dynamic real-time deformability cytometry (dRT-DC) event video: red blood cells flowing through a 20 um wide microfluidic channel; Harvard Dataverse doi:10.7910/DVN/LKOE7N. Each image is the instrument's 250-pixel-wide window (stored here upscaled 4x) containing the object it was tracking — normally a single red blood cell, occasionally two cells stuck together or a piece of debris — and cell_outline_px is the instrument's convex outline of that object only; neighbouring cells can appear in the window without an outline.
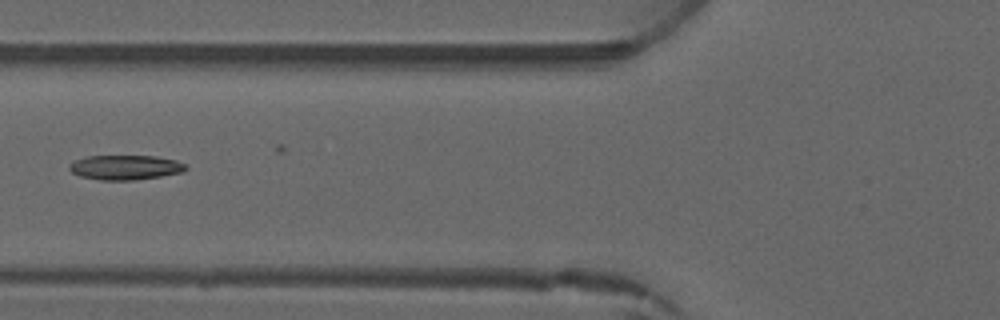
{"species": "common noctule bat (a hibernating species)", "species_latin": "Nyctalus noctula", "temperature_condition": "warm", "stored_images_in_passage": 4, "camera_frame_rate_fps": 3000, "um_per_image_px": 0.085, "animal": {"sex": "male", "forearm_length_mm": 52.5}, "frame": {"image": 1, "passage_image": 4, "time_ms": 4.667, "image_size_px": [1000, 320], "cell_outline_px": [[188, 168], [184, 172], [136, 180], [100, 180], [80, 176], [72, 172], [68, 168], [68, 164], [76, 160], [88, 156], [156, 156], [176, 160], [184, 164]], "centroid_in_image_um": [10.65, 14.23], "position_along_channel_um": 115.1, "area_um2": 16.76}}